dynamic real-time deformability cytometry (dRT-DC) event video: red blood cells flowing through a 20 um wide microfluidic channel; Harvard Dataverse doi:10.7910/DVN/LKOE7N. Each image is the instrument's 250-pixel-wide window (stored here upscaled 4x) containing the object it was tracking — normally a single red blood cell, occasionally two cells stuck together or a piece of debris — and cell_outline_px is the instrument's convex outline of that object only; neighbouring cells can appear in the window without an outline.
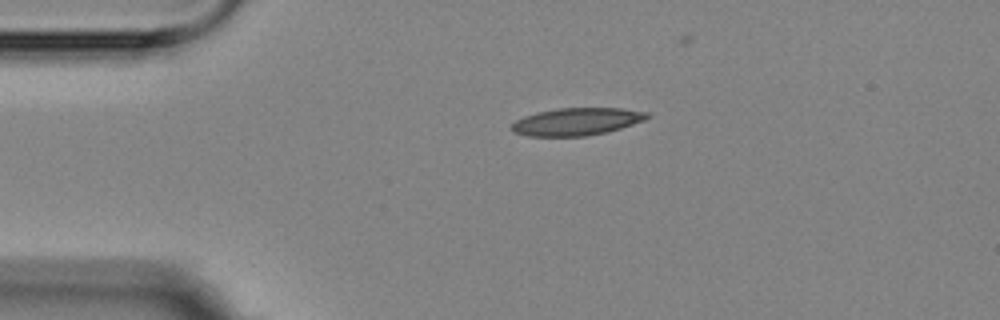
{"species": "Egyptian fruit bat (a non-hibernating species)", "species_latin": "Rousettus aegyptiacus", "temperature_condition": "room temperature", "stored_images_in_passage": 4, "camera_frame_rate_fps": 3000, "um_per_image_px": 0.085, "animal": {"sex": "female"}, "frame": {"image": 1, "passage_image": 1, "time_ms": 0.0, "image_size_px": [1000, 320], "cell_outline_px": [[652, 116], [644, 120], [608, 132], [584, 136], [528, 136], [516, 132], [512, 128], [512, 124], [516, 120], [524, 116], [536, 112], [556, 108], [620, 108], [648, 112]], "centroid_in_image_um": [49.04, 10.33], "position_along_channel_um": 36.0, "area_um2": 21.62}}